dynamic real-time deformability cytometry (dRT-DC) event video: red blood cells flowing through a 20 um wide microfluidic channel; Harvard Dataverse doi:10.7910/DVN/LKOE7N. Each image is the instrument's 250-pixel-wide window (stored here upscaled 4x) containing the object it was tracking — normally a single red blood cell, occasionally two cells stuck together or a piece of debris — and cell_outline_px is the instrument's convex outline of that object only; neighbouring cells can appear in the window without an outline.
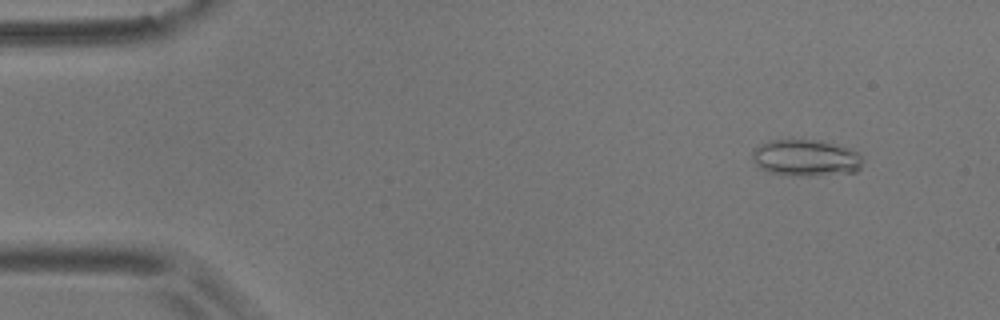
{"species": "common noctule bat (a hibernating species)", "species_latin": "Nyctalus noctula", "temperature_condition": "room temperature", "stored_images_in_passage": 12, "camera_frame_rate_fps": 3000, "um_per_image_px": 0.085, "animal": {"sex": "male", "body_mass_g": 17.9}, "frame": {"image": 1, "passage_image": 5, "time_ms": 1.333, "image_size_px": [1000, 320], "cell_outline_px": [[864, 160], [860, 168], [856, 172], [808, 176], [796, 176], [768, 172], [760, 168], [756, 164], [752, 156], [752, 148], [768, 140], [820, 140], [856, 152]], "centroid_in_image_um": [68.45, 13.43], "position_along_channel_um": 16.6, "area_um2": 23.47}}